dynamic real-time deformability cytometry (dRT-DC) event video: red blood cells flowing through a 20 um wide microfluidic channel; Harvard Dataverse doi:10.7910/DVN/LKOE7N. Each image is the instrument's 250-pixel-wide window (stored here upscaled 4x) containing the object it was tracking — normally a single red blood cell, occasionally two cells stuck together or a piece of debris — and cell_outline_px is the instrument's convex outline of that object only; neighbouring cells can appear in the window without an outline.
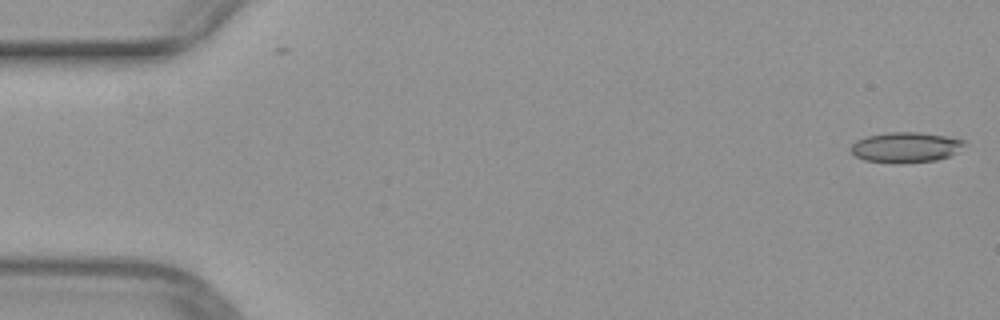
{"species": "common noctule bat (a hibernating species)", "species_latin": "Nyctalus noctula", "temperature_condition": "warm", "stored_images_in_passage": 50, "camera_frame_rate_fps": 3000, "um_per_image_px": 0.085, "animal": {"sex": "female", "body_mass_g": 29.2, "forearm_length_mm": 56.3}, "frame": {"image": 1, "passage_image": 1, "time_ms": 0.0, "image_size_px": [1000, 320], "cell_outline_px": [[968, 140], [964, 144], [948, 156], [936, 160], [900, 164], [892, 164], [864, 160], [856, 156], [852, 152], [852, 144], [856, 140], [868, 136], [888, 132], [916, 132], [944, 136]], "centroid_in_image_um": [76.94, 12.53], "position_along_channel_um": 8.1, "area_um2": 19.94}}
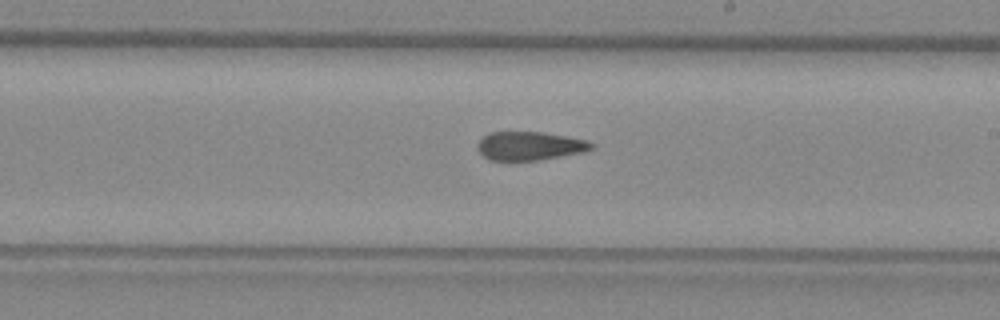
{"frame": {"image": 2, "passage_image": 29, "time_ms": 9.333, "image_size_px": [1000, 320], "cell_outline_px": [[596, 144], [592, 148], [584, 152], [536, 160], [488, 160], [480, 152], [480, 140], [484, 136], [492, 132], [540, 132], [568, 136], [588, 140]], "centroid_in_image_um": [45.09, 12.4], "position_along_channel_um": 243.9, "area_um2": 18.73}}
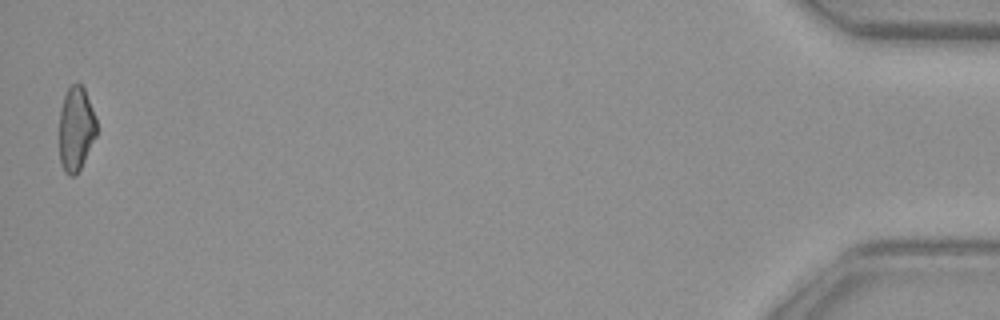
{"frame": {"image": 3, "passage_image": 50, "time_ms": 16.333, "image_size_px": [1000, 320], "cell_outline_px": [[96, 136], [76, 176], [68, 176], [64, 172], [60, 164], [60, 108], [64, 96], [68, 88], [76, 80], [84, 88], [96, 116]], "centroid_in_image_um": [6.45, 10.94], "position_along_channel_um": 428.7, "area_um2": 18.44}}